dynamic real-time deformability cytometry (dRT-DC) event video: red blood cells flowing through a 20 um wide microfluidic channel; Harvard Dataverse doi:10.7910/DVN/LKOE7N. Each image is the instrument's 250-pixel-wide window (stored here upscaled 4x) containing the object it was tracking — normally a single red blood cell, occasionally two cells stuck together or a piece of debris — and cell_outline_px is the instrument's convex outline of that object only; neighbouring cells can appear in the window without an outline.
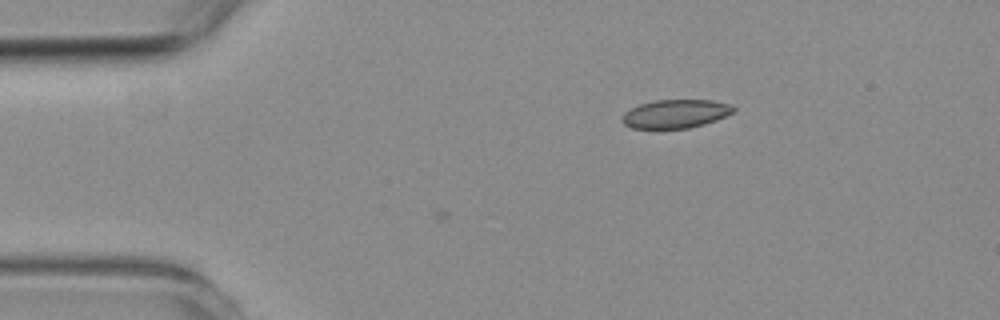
{"species": "common noctule bat (a hibernating species)", "species_latin": "Nyctalus noctula", "temperature_condition": "room temperature", "stored_images_in_passage": 8, "camera_frame_rate_fps": 3000, "um_per_image_px": 0.085, "animal": {"sex": "female", "body_mass_g": 19.3, "forearm_length_mm": 54.1}, "frame": {"image": 1, "passage_image": 8, "time_ms": 2.333, "image_size_px": [1000, 320], "cell_outline_px": [[736, 108], [732, 112], [716, 120], [704, 124], [688, 128], [632, 128], [624, 124], [620, 120], [624, 112], [640, 104], [656, 100], [712, 100], [732, 104]], "centroid_in_image_um": [57.42, 9.67], "position_along_channel_um": 27.6, "area_um2": 18.44}}